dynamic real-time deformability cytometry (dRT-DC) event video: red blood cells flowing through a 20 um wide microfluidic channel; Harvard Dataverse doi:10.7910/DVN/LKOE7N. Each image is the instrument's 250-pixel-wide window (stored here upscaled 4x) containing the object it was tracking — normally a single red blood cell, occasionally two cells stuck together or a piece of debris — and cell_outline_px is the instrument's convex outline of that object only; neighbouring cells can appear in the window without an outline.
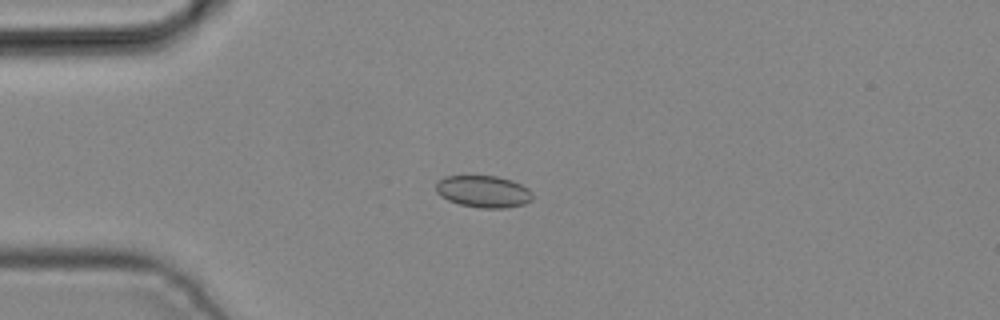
{"species": "common noctule bat (a hibernating species)", "species_latin": "Nyctalus noctula", "temperature_condition": "cold", "stored_images_in_passage": 4, "camera_frame_rate_fps": 3000, "um_per_image_px": 0.085, "animal": {"sex": "male", "body_mass_g": 19.2, "forearm_length_mm": 51.8}, "frame": {"image": 1, "passage_image": 4, "time_ms": 1.0, "image_size_px": [1000, 320], "cell_outline_px": [[532, 200], [524, 204], [504, 208], [480, 208], [460, 204], [448, 200], [440, 196], [436, 192], [436, 184], [444, 176], [496, 176], [512, 180], [528, 188], [532, 192]], "centroid_in_image_um": [41.09, 16.28], "position_along_channel_um": 43.9, "area_um2": 17.98}}